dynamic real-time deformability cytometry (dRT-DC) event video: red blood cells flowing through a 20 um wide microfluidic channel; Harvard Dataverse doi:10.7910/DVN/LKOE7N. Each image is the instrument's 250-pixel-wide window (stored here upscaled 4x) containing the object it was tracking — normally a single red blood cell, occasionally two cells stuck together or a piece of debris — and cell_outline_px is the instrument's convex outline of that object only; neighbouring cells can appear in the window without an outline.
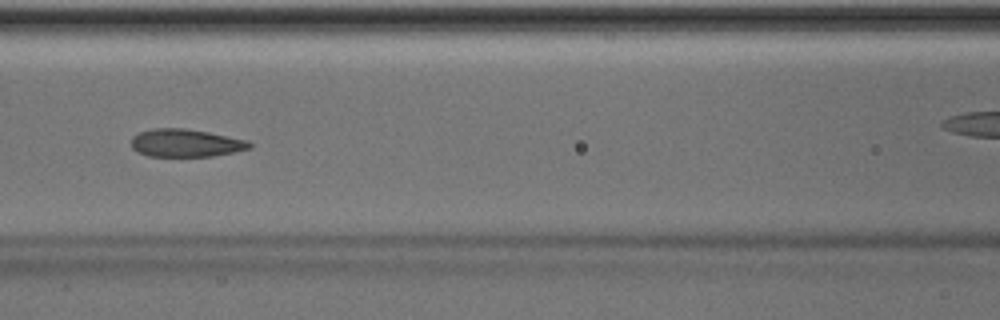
{"species": "Egyptian fruit bat (a non-hibernating species)", "species_latin": "Rousettus aegyptiacus", "temperature_condition": "room temperature", "stored_images_in_passage": 52, "camera_frame_rate_fps": 3000, "um_per_image_px": 0.085, "animal": {"sex": "male"}, "frame": {"image": 1, "passage_image": 23, "time_ms": 7.333, "image_size_px": [1000, 320], "cell_outline_px": [[252, 148], [212, 156], [148, 156], [136, 152], [132, 148], [132, 136], [140, 132], [152, 128], [184, 128], [208, 132], [248, 140], [252, 144]], "centroid_in_image_um": [15.77, 12.15], "position_along_channel_um": 150.8, "area_um2": 19.19}, "authors_computed_cell_mechanics": {"area_um2": 19.8832, "velocity_mm_per_s": 4.0136, "shape_relaxation_time_tau1_ms": 2.7777, "shape_relaxation_time_tau2_ms": 0.9903, "deformation_change_tau1": 0.137, "deformation_change_tau2": 0.0829}}